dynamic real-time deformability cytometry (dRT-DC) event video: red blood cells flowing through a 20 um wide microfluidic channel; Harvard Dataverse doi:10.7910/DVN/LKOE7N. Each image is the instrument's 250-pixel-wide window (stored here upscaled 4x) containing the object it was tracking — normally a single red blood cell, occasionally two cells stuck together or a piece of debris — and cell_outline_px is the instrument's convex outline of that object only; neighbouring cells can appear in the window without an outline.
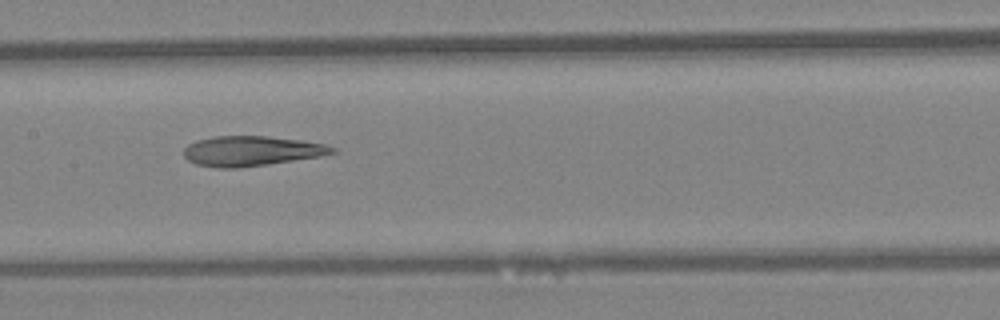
{"species": "Egyptian fruit bat (a non-hibernating species)", "species_latin": "Rousettus aegyptiacus", "temperature_condition": "warm", "stored_images_in_passage": 8, "camera_frame_rate_fps": 3000, "um_per_image_px": 0.085, "animal": {"sex": "female"}, "frame": {"image": 1, "passage_image": 7, "time_ms": 2.0, "image_size_px": [1000, 320], "cell_outline_px": [[340, 152], [320, 156], [268, 164], [240, 168], [216, 168], [196, 164], [188, 160], [184, 156], [184, 148], [188, 144], [196, 140], [212, 136], [268, 136], [300, 140], [324, 144], [336, 148]], "centroid_in_image_um": [21.36, 12.83], "position_along_channel_um": 186.0, "area_um2": 26.07}}
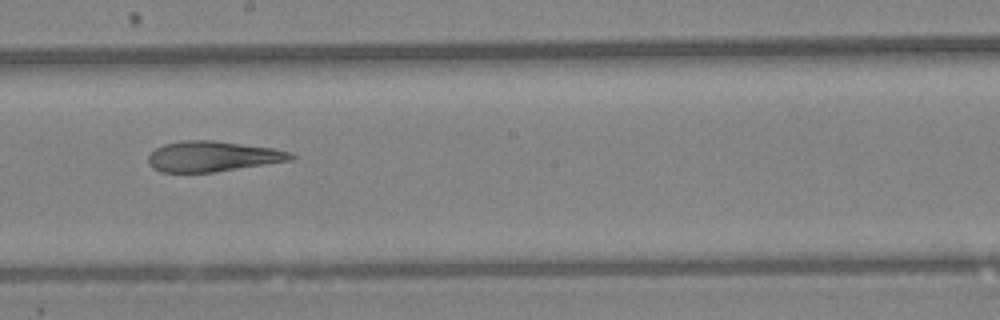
{"frame": {"image": 2, "passage_image": 8, "time_ms": 2.333, "image_size_px": [1000, 320], "cell_outline_px": [[296, 156], [292, 160], [212, 172], [160, 172], [152, 168], [148, 164], [148, 156], [156, 148], [164, 144], [184, 140], [212, 140], [272, 148], [292, 152]], "centroid_in_image_um": [18.05, 13.29], "position_along_channel_um": 230.2, "area_um2": 25.14}}